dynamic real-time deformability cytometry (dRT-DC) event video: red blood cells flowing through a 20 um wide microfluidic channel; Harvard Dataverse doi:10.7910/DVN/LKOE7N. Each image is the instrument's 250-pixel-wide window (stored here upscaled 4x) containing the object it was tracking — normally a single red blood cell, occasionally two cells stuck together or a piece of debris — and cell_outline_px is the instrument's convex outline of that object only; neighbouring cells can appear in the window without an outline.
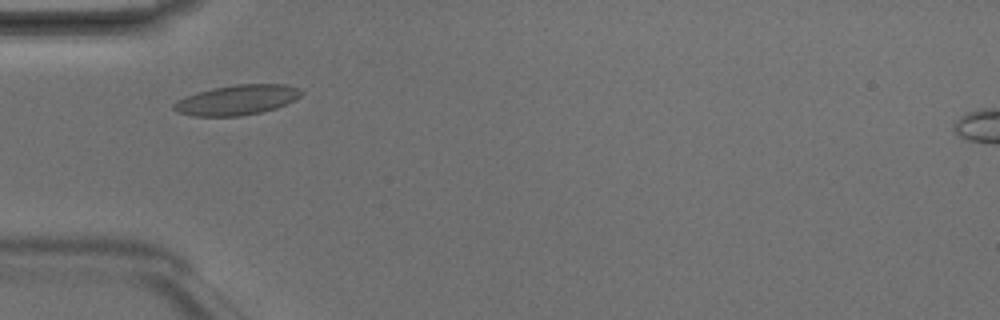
{"species": "Egyptian fruit bat (a non-hibernating species)", "species_latin": "Rousettus aegyptiacus", "temperature_condition": "room temperature", "stored_images_in_passage": 5, "camera_frame_rate_fps": 3000, "um_per_image_px": 0.085, "animal": {"sex": "male"}, "frame": {"image": 1, "passage_image": 4, "time_ms": 1.0, "image_size_px": [1000, 320], "cell_outline_px": [[304, 92], [296, 100], [276, 108], [260, 112], [240, 116], [192, 116], [176, 112], [172, 108], [172, 104], [176, 100], [184, 96], [196, 92], [212, 88], [236, 84], [284, 84], [300, 88]], "centroid_in_image_um": [20.12, 8.49], "position_along_channel_um": 64.9, "area_um2": 22.6}}